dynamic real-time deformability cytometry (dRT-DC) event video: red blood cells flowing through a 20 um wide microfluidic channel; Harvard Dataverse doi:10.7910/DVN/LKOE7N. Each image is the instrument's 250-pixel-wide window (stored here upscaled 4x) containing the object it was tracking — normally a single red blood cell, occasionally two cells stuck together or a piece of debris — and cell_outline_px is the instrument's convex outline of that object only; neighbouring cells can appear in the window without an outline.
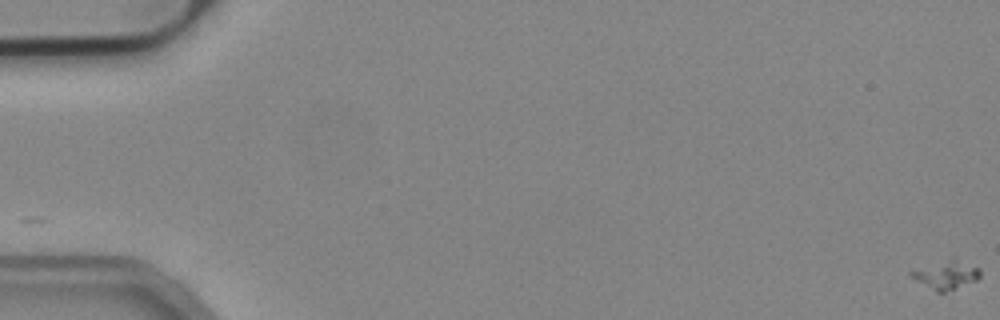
{"species": "common noctule bat (a hibernating species)", "species_latin": "Nyctalus noctula", "temperature_condition": "cold", "stored_images_in_passage": 57, "camera_frame_rate_fps": 3000, "um_per_image_px": 0.085, "animal": {"sex": "male", "body_mass_g": 19.2, "forearm_length_mm": 51.8}, "frame": {"image": 1, "passage_image": 1, "time_ms": 0.0, "image_size_px": [1000, 320], "cell_outline_px": [[980, 276], [976, 280], [944, 292], [936, 292], [916, 280], [908, 272], [952, 256], [956, 256], [980, 268]], "centroid_in_image_um": [80.46, 23.3], "position_along_channel_um": 4.5, "area_um2": 11.56}}
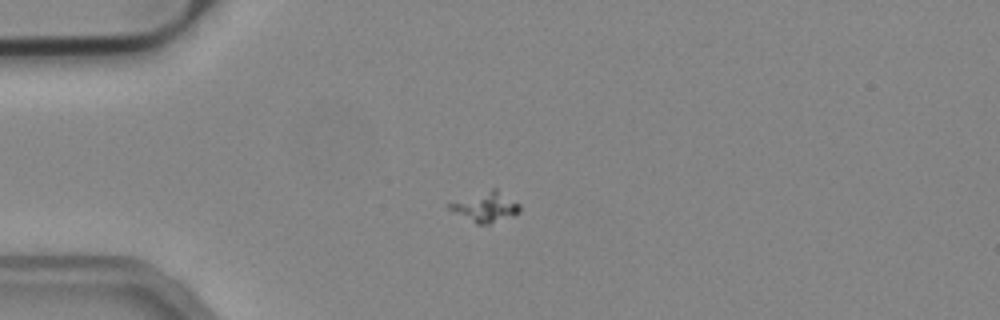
{"frame": {"image": 2, "passage_image": 16, "time_ms": 5.0, "image_size_px": [1000, 320], "cell_outline_px": [[520, 212], [512, 216], [488, 224], [476, 224], [448, 208], [448, 204], [492, 188], [496, 188], [520, 204]], "centroid_in_image_um": [41.33, 17.59], "position_along_channel_um": 43.7, "area_um2": 11.91}}
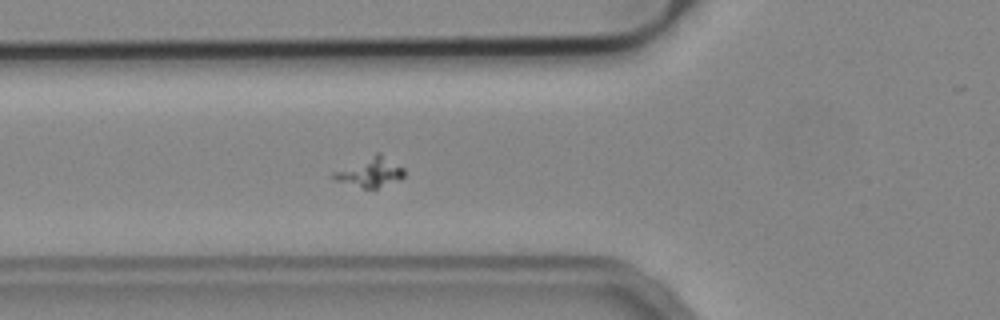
{"frame": {"image": 3, "passage_image": 22, "time_ms": 7.0, "image_size_px": [1000, 320], "cell_outline_px": [[404, 176], [400, 180], [376, 188], [364, 188], [336, 180], [332, 176], [332, 172], [376, 152], [380, 152], [404, 168]], "centroid_in_image_um": [31.5, 14.61], "position_along_channel_um": 94.3, "area_um2": 12.08}}